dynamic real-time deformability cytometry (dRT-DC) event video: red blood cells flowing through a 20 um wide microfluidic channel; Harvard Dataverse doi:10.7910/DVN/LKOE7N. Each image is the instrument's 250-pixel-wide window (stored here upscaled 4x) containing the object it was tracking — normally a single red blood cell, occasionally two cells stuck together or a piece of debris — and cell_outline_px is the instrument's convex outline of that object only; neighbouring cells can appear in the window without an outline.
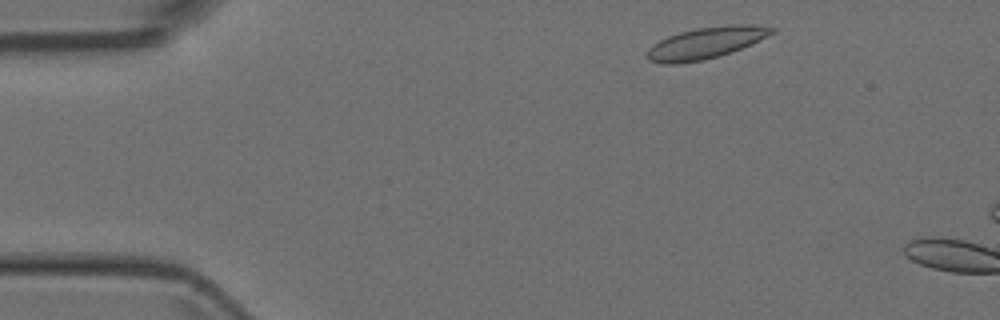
{"species": "Egyptian fruit bat (a non-hibernating species)", "species_latin": "Rousettus aegyptiacus", "temperature_condition": "room temperature", "stored_images_in_passage": 2, "camera_frame_rate_fps": 3000, "um_per_image_px": 0.085, "animal": {"sex": "female"}, "frame": {"image": 1, "passage_image": 1, "time_ms": 0.0, "image_size_px": [1000, 320], "cell_outline_px": [[776, 32], [768, 36], [740, 48], [720, 56], [704, 60], [676, 64], [664, 64], [648, 60], [644, 56], [644, 52], [652, 44], [668, 36], [680, 32], [696, 28], [728, 24], [752, 24], [776, 28]], "centroid_in_image_um": [59.95, 3.65], "position_along_channel_um": 25.0, "area_um2": 23.12}}